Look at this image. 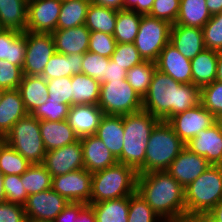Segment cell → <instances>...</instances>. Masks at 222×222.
Listing matches in <instances>:
<instances>
[{
  "instance_id": "obj_1",
  "label": "cell",
  "mask_w": 222,
  "mask_h": 222,
  "mask_svg": "<svg viewBox=\"0 0 222 222\" xmlns=\"http://www.w3.org/2000/svg\"><path fill=\"white\" fill-rule=\"evenodd\" d=\"M200 96L199 87L182 84L156 69L142 105L144 111L167 122L172 116L200 104Z\"/></svg>"
},
{
  "instance_id": "obj_2",
  "label": "cell",
  "mask_w": 222,
  "mask_h": 222,
  "mask_svg": "<svg viewBox=\"0 0 222 222\" xmlns=\"http://www.w3.org/2000/svg\"><path fill=\"white\" fill-rule=\"evenodd\" d=\"M136 192L163 222H186L184 187L167 171L137 175Z\"/></svg>"
},
{
  "instance_id": "obj_3",
  "label": "cell",
  "mask_w": 222,
  "mask_h": 222,
  "mask_svg": "<svg viewBox=\"0 0 222 222\" xmlns=\"http://www.w3.org/2000/svg\"><path fill=\"white\" fill-rule=\"evenodd\" d=\"M160 121L159 118L144 110L123 115L124 145L117 161L138 172L145 164L151 132Z\"/></svg>"
},
{
  "instance_id": "obj_4",
  "label": "cell",
  "mask_w": 222,
  "mask_h": 222,
  "mask_svg": "<svg viewBox=\"0 0 222 222\" xmlns=\"http://www.w3.org/2000/svg\"><path fill=\"white\" fill-rule=\"evenodd\" d=\"M186 222L210 212L222 199V165H211L184 188Z\"/></svg>"
},
{
  "instance_id": "obj_5",
  "label": "cell",
  "mask_w": 222,
  "mask_h": 222,
  "mask_svg": "<svg viewBox=\"0 0 222 222\" xmlns=\"http://www.w3.org/2000/svg\"><path fill=\"white\" fill-rule=\"evenodd\" d=\"M137 175L132 167L119 162L92 173L90 203L131 196L136 192Z\"/></svg>"
},
{
  "instance_id": "obj_6",
  "label": "cell",
  "mask_w": 222,
  "mask_h": 222,
  "mask_svg": "<svg viewBox=\"0 0 222 222\" xmlns=\"http://www.w3.org/2000/svg\"><path fill=\"white\" fill-rule=\"evenodd\" d=\"M185 147V143L172 127L166 121H160L151 132L145 154V164L137 174L166 171Z\"/></svg>"
},
{
  "instance_id": "obj_7",
  "label": "cell",
  "mask_w": 222,
  "mask_h": 222,
  "mask_svg": "<svg viewBox=\"0 0 222 222\" xmlns=\"http://www.w3.org/2000/svg\"><path fill=\"white\" fill-rule=\"evenodd\" d=\"M3 141L30 164H43L47 151L40 134V121L32 114L19 119Z\"/></svg>"
},
{
  "instance_id": "obj_8",
  "label": "cell",
  "mask_w": 222,
  "mask_h": 222,
  "mask_svg": "<svg viewBox=\"0 0 222 222\" xmlns=\"http://www.w3.org/2000/svg\"><path fill=\"white\" fill-rule=\"evenodd\" d=\"M98 106L105 115H127L143 110L142 98L127 80L101 83Z\"/></svg>"
},
{
  "instance_id": "obj_9",
  "label": "cell",
  "mask_w": 222,
  "mask_h": 222,
  "mask_svg": "<svg viewBox=\"0 0 222 222\" xmlns=\"http://www.w3.org/2000/svg\"><path fill=\"white\" fill-rule=\"evenodd\" d=\"M172 24L149 15H142L134 45L144 61L156 62L170 42Z\"/></svg>"
},
{
  "instance_id": "obj_10",
  "label": "cell",
  "mask_w": 222,
  "mask_h": 222,
  "mask_svg": "<svg viewBox=\"0 0 222 222\" xmlns=\"http://www.w3.org/2000/svg\"><path fill=\"white\" fill-rule=\"evenodd\" d=\"M52 34L26 31V55L22 67L24 75L41 76L55 53Z\"/></svg>"
},
{
  "instance_id": "obj_11",
  "label": "cell",
  "mask_w": 222,
  "mask_h": 222,
  "mask_svg": "<svg viewBox=\"0 0 222 222\" xmlns=\"http://www.w3.org/2000/svg\"><path fill=\"white\" fill-rule=\"evenodd\" d=\"M92 173L78 169L52 177V189L69 202L90 204Z\"/></svg>"
},
{
  "instance_id": "obj_12",
  "label": "cell",
  "mask_w": 222,
  "mask_h": 222,
  "mask_svg": "<svg viewBox=\"0 0 222 222\" xmlns=\"http://www.w3.org/2000/svg\"><path fill=\"white\" fill-rule=\"evenodd\" d=\"M167 123L186 144L201 130L211 127L215 123V116L200 103L196 107L172 116Z\"/></svg>"
},
{
  "instance_id": "obj_13",
  "label": "cell",
  "mask_w": 222,
  "mask_h": 222,
  "mask_svg": "<svg viewBox=\"0 0 222 222\" xmlns=\"http://www.w3.org/2000/svg\"><path fill=\"white\" fill-rule=\"evenodd\" d=\"M61 6L62 0H28L27 31L52 34Z\"/></svg>"
},
{
  "instance_id": "obj_14",
  "label": "cell",
  "mask_w": 222,
  "mask_h": 222,
  "mask_svg": "<svg viewBox=\"0 0 222 222\" xmlns=\"http://www.w3.org/2000/svg\"><path fill=\"white\" fill-rule=\"evenodd\" d=\"M70 202L52 188L28 196L24 205L26 217L54 221Z\"/></svg>"
},
{
  "instance_id": "obj_15",
  "label": "cell",
  "mask_w": 222,
  "mask_h": 222,
  "mask_svg": "<svg viewBox=\"0 0 222 222\" xmlns=\"http://www.w3.org/2000/svg\"><path fill=\"white\" fill-rule=\"evenodd\" d=\"M43 165L52 177L83 169V150L80 139L61 148L46 152Z\"/></svg>"
},
{
  "instance_id": "obj_16",
  "label": "cell",
  "mask_w": 222,
  "mask_h": 222,
  "mask_svg": "<svg viewBox=\"0 0 222 222\" xmlns=\"http://www.w3.org/2000/svg\"><path fill=\"white\" fill-rule=\"evenodd\" d=\"M210 166L204 157L185 147L166 171L185 188Z\"/></svg>"
},
{
  "instance_id": "obj_17",
  "label": "cell",
  "mask_w": 222,
  "mask_h": 222,
  "mask_svg": "<svg viewBox=\"0 0 222 222\" xmlns=\"http://www.w3.org/2000/svg\"><path fill=\"white\" fill-rule=\"evenodd\" d=\"M185 145L191 152L204 157L211 165H222V131L215 123L201 130Z\"/></svg>"
},
{
  "instance_id": "obj_18",
  "label": "cell",
  "mask_w": 222,
  "mask_h": 222,
  "mask_svg": "<svg viewBox=\"0 0 222 222\" xmlns=\"http://www.w3.org/2000/svg\"><path fill=\"white\" fill-rule=\"evenodd\" d=\"M156 68L182 84L192 83L191 60L185 58L170 42L160 52Z\"/></svg>"
},
{
  "instance_id": "obj_19",
  "label": "cell",
  "mask_w": 222,
  "mask_h": 222,
  "mask_svg": "<svg viewBox=\"0 0 222 222\" xmlns=\"http://www.w3.org/2000/svg\"><path fill=\"white\" fill-rule=\"evenodd\" d=\"M104 115L98 105H72L69 108L66 121L80 139L95 135Z\"/></svg>"
},
{
  "instance_id": "obj_20",
  "label": "cell",
  "mask_w": 222,
  "mask_h": 222,
  "mask_svg": "<svg viewBox=\"0 0 222 222\" xmlns=\"http://www.w3.org/2000/svg\"><path fill=\"white\" fill-rule=\"evenodd\" d=\"M170 43L187 59L192 60L206 49L202 28L173 24Z\"/></svg>"
},
{
  "instance_id": "obj_21",
  "label": "cell",
  "mask_w": 222,
  "mask_h": 222,
  "mask_svg": "<svg viewBox=\"0 0 222 222\" xmlns=\"http://www.w3.org/2000/svg\"><path fill=\"white\" fill-rule=\"evenodd\" d=\"M80 141L83 150L84 169L90 173L101 171L118 162L103 141L95 135L82 137Z\"/></svg>"
},
{
  "instance_id": "obj_22",
  "label": "cell",
  "mask_w": 222,
  "mask_h": 222,
  "mask_svg": "<svg viewBox=\"0 0 222 222\" xmlns=\"http://www.w3.org/2000/svg\"><path fill=\"white\" fill-rule=\"evenodd\" d=\"M91 31L84 25L52 33L55 51L64 55L84 54L88 51Z\"/></svg>"
},
{
  "instance_id": "obj_23",
  "label": "cell",
  "mask_w": 222,
  "mask_h": 222,
  "mask_svg": "<svg viewBox=\"0 0 222 222\" xmlns=\"http://www.w3.org/2000/svg\"><path fill=\"white\" fill-rule=\"evenodd\" d=\"M28 115L18 89L4 90L0 102V140L11 131L13 125Z\"/></svg>"
},
{
  "instance_id": "obj_24",
  "label": "cell",
  "mask_w": 222,
  "mask_h": 222,
  "mask_svg": "<svg viewBox=\"0 0 222 222\" xmlns=\"http://www.w3.org/2000/svg\"><path fill=\"white\" fill-rule=\"evenodd\" d=\"M40 134L47 152L79 140L66 119L55 122L40 120Z\"/></svg>"
},
{
  "instance_id": "obj_25",
  "label": "cell",
  "mask_w": 222,
  "mask_h": 222,
  "mask_svg": "<svg viewBox=\"0 0 222 222\" xmlns=\"http://www.w3.org/2000/svg\"><path fill=\"white\" fill-rule=\"evenodd\" d=\"M95 136L103 141L117 159L124 145L123 115H104Z\"/></svg>"
},
{
  "instance_id": "obj_26",
  "label": "cell",
  "mask_w": 222,
  "mask_h": 222,
  "mask_svg": "<svg viewBox=\"0 0 222 222\" xmlns=\"http://www.w3.org/2000/svg\"><path fill=\"white\" fill-rule=\"evenodd\" d=\"M26 55V31L12 29L0 31V60L23 67Z\"/></svg>"
},
{
  "instance_id": "obj_27",
  "label": "cell",
  "mask_w": 222,
  "mask_h": 222,
  "mask_svg": "<svg viewBox=\"0 0 222 222\" xmlns=\"http://www.w3.org/2000/svg\"><path fill=\"white\" fill-rule=\"evenodd\" d=\"M18 90L28 114H32L49 98L47 80L42 76L24 75Z\"/></svg>"
},
{
  "instance_id": "obj_28",
  "label": "cell",
  "mask_w": 222,
  "mask_h": 222,
  "mask_svg": "<svg viewBox=\"0 0 222 222\" xmlns=\"http://www.w3.org/2000/svg\"><path fill=\"white\" fill-rule=\"evenodd\" d=\"M83 56L84 54L64 55L55 52L46 64L41 76L45 80H50L82 74Z\"/></svg>"
},
{
  "instance_id": "obj_29",
  "label": "cell",
  "mask_w": 222,
  "mask_h": 222,
  "mask_svg": "<svg viewBox=\"0 0 222 222\" xmlns=\"http://www.w3.org/2000/svg\"><path fill=\"white\" fill-rule=\"evenodd\" d=\"M218 55V51L205 49L191 60L192 84L201 89L215 81Z\"/></svg>"
},
{
  "instance_id": "obj_30",
  "label": "cell",
  "mask_w": 222,
  "mask_h": 222,
  "mask_svg": "<svg viewBox=\"0 0 222 222\" xmlns=\"http://www.w3.org/2000/svg\"><path fill=\"white\" fill-rule=\"evenodd\" d=\"M28 0H0V27L27 31Z\"/></svg>"
},
{
  "instance_id": "obj_31",
  "label": "cell",
  "mask_w": 222,
  "mask_h": 222,
  "mask_svg": "<svg viewBox=\"0 0 222 222\" xmlns=\"http://www.w3.org/2000/svg\"><path fill=\"white\" fill-rule=\"evenodd\" d=\"M211 16L207 9L206 0H180L175 24L203 28Z\"/></svg>"
},
{
  "instance_id": "obj_32",
  "label": "cell",
  "mask_w": 222,
  "mask_h": 222,
  "mask_svg": "<svg viewBox=\"0 0 222 222\" xmlns=\"http://www.w3.org/2000/svg\"><path fill=\"white\" fill-rule=\"evenodd\" d=\"M72 105H98L101 82L85 75L77 74L71 77Z\"/></svg>"
},
{
  "instance_id": "obj_33",
  "label": "cell",
  "mask_w": 222,
  "mask_h": 222,
  "mask_svg": "<svg viewBox=\"0 0 222 222\" xmlns=\"http://www.w3.org/2000/svg\"><path fill=\"white\" fill-rule=\"evenodd\" d=\"M96 222H128L129 196L89 204Z\"/></svg>"
},
{
  "instance_id": "obj_34",
  "label": "cell",
  "mask_w": 222,
  "mask_h": 222,
  "mask_svg": "<svg viewBox=\"0 0 222 222\" xmlns=\"http://www.w3.org/2000/svg\"><path fill=\"white\" fill-rule=\"evenodd\" d=\"M117 10L90 3L87 9L85 26L91 31L113 35L117 20Z\"/></svg>"
},
{
  "instance_id": "obj_35",
  "label": "cell",
  "mask_w": 222,
  "mask_h": 222,
  "mask_svg": "<svg viewBox=\"0 0 222 222\" xmlns=\"http://www.w3.org/2000/svg\"><path fill=\"white\" fill-rule=\"evenodd\" d=\"M90 3V0H62L57 30L84 25Z\"/></svg>"
},
{
  "instance_id": "obj_36",
  "label": "cell",
  "mask_w": 222,
  "mask_h": 222,
  "mask_svg": "<svg viewBox=\"0 0 222 222\" xmlns=\"http://www.w3.org/2000/svg\"><path fill=\"white\" fill-rule=\"evenodd\" d=\"M142 14L132 10H118L113 37L117 43H134Z\"/></svg>"
},
{
  "instance_id": "obj_37",
  "label": "cell",
  "mask_w": 222,
  "mask_h": 222,
  "mask_svg": "<svg viewBox=\"0 0 222 222\" xmlns=\"http://www.w3.org/2000/svg\"><path fill=\"white\" fill-rule=\"evenodd\" d=\"M21 179L28 195L52 188V175L43 164H31L21 175Z\"/></svg>"
},
{
  "instance_id": "obj_38",
  "label": "cell",
  "mask_w": 222,
  "mask_h": 222,
  "mask_svg": "<svg viewBox=\"0 0 222 222\" xmlns=\"http://www.w3.org/2000/svg\"><path fill=\"white\" fill-rule=\"evenodd\" d=\"M156 69V62L144 61L127 70L126 80L141 98L147 93Z\"/></svg>"
},
{
  "instance_id": "obj_39",
  "label": "cell",
  "mask_w": 222,
  "mask_h": 222,
  "mask_svg": "<svg viewBox=\"0 0 222 222\" xmlns=\"http://www.w3.org/2000/svg\"><path fill=\"white\" fill-rule=\"evenodd\" d=\"M31 164L5 141L0 140V171L4 175H22Z\"/></svg>"
},
{
  "instance_id": "obj_40",
  "label": "cell",
  "mask_w": 222,
  "mask_h": 222,
  "mask_svg": "<svg viewBox=\"0 0 222 222\" xmlns=\"http://www.w3.org/2000/svg\"><path fill=\"white\" fill-rule=\"evenodd\" d=\"M159 219L139 193L135 192L129 196L128 222H159Z\"/></svg>"
},
{
  "instance_id": "obj_41",
  "label": "cell",
  "mask_w": 222,
  "mask_h": 222,
  "mask_svg": "<svg viewBox=\"0 0 222 222\" xmlns=\"http://www.w3.org/2000/svg\"><path fill=\"white\" fill-rule=\"evenodd\" d=\"M202 30L206 49L222 52V13L212 15Z\"/></svg>"
},
{
  "instance_id": "obj_42",
  "label": "cell",
  "mask_w": 222,
  "mask_h": 222,
  "mask_svg": "<svg viewBox=\"0 0 222 222\" xmlns=\"http://www.w3.org/2000/svg\"><path fill=\"white\" fill-rule=\"evenodd\" d=\"M110 59L126 70L144 62L134 43H117Z\"/></svg>"
},
{
  "instance_id": "obj_43",
  "label": "cell",
  "mask_w": 222,
  "mask_h": 222,
  "mask_svg": "<svg viewBox=\"0 0 222 222\" xmlns=\"http://www.w3.org/2000/svg\"><path fill=\"white\" fill-rule=\"evenodd\" d=\"M200 103L214 116L222 112V82L215 80L213 83L200 89Z\"/></svg>"
},
{
  "instance_id": "obj_44",
  "label": "cell",
  "mask_w": 222,
  "mask_h": 222,
  "mask_svg": "<svg viewBox=\"0 0 222 222\" xmlns=\"http://www.w3.org/2000/svg\"><path fill=\"white\" fill-rule=\"evenodd\" d=\"M72 83L71 77H61L47 80L48 100H55L58 103H66L72 106Z\"/></svg>"
},
{
  "instance_id": "obj_45",
  "label": "cell",
  "mask_w": 222,
  "mask_h": 222,
  "mask_svg": "<svg viewBox=\"0 0 222 222\" xmlns=\"http://www.w3.org/2000/svg\"><path fill=\"white\" fill-rule=\"evenodd\" d=\"M110 58L86 51L83 56L82 74L88 75L101 83L105 82V70Z\"/></svg>"
},
{
  "instance_id": "obj_46",
  "label": "cell",
  "mask_w": 222,
  "mask_h": 222,
  "mask_svg": "<svg viewBox=\"0 0 222 222\" xmlns=\"http://www.w3.org/2000/svg\"><path fill=\"white\" fill-rule=\"evenodd\" d=\"M70 106L66 103H58L55 100H47L40 105L32 115L40 120L62 121L67 118Z\"/></svg>"
},
{
  "instance_id": "obj_47",
  "label": "cell",
  "mask_w": 222,
  "mask_h": 222,
  "mask_svg": "<svg viewBox=\"0 0 222 222\" xmlns=\"http://www.w3.org/2000/svg\"><path fill=\"white\" fill-rule=\"evenodd\" d=\"M3 185L8 202L23 206L26 204L29 195L23 187L20 175H4Z\"/></svg>"
},
{
  "instance_id": "obj_48",
  "label": "cell",
  "mask_w": 222,
  "mask_h": 222,
  "mask_svg": "<svg viewBox=\"0 0 222 222\" xmlns=\"http://www.w3.org/2000/svg\"><path fill=\"white\" fill-rule=\"evenodd\" d=\"M116 44L117 42L113 35L94 31L90 33L88 51L106 58H110L115 51Z\"/></svg>"
},
{
  "instance_id": "obj_49",
  "label": "cell",
  "mask_w": 222,
  "mask_h": 222,
  "mask_svg": "<svg viewBox=\"0 0 222 222\" xmlns=\"http://www.w3.org/2000/svg\"><path fill=\"white\" fill-rule=\"evenodd\" d=\"M21 67L10 63L7 60H0V88L4 90L18 89L22 78Z\"/></svg>"
},
{
  "instance_id": "obj_50",
  "label": "cell",
  "mask_w": 222,
  "mask_h": 222,
  "mask_svg": "<svg viewBox=\"0 0 222 222\" xmlns=\"http://www.w3.org/2000/svg\"><path fill=\"white\" fill-rule=\"evenodd\" d=\"M179 6L180 0H155L148 15L173 25L177 20Z\"/></svg>"
},
{
  "instance_id": "obj_51",
  "label": "cell",
  "mask_w": 222,
  "mask_h": 222,
  "mask_svg": "<svg viewBox=\"0 0 222 222\" xmlns=\"http://www.w3.org/2000/svg\"><path fill=\"white\" fill-rule=\"evenodd\" d=\"M24 206L8 201L0 203V222H25Z\"/></svg>"
},
{
  "instance_id": "obj_52",
  "label": "cell",
  "mask_w": 222,
  "mask_h": 222,
  "mask_svg": "<svg viewBox=\"0 0 222 222\" xmlns=\"http://www.w3.org/2000/svg\"><path fill=\"white\" fill-rule=\"evenodd\" d=\"M85 203L70 202L68 206L56 217L53 222H77L80 211L86 206Z\"/></svg>"
},
{
  "instance_id": "obj_53",
  "label": "cell",
  "mask_w": 222,
  "mask_h": 222,
  "mask_svg": "<svg viewBox=\"0 0 222 222\" xmlns=\"http://www.w3.org/2000/svg\"><path fill=\"white\" fill-rule=\"evenodd\" d=\"M127 70L110 59L105 70V82L126 80Z\"/></svg>"
},
{
  "instance_id": "obj_54",
  "label": "cell",
  "mask_w": 222,
  "mask_h": 222,
  "mask_svg": "<svg viewBox=\"0 0 222 222\" xmlns=\"http://www.w3.org/2000/svg\"><path fill=\"white\" fill-rule=\"evenodd\" d=\"M155 0H124V10H132L142 15H148Z\"/></svg>"
},
{
  "instance_id": "obj_55",
  "label": "cell",
  "mask_w": 222,
  "mask_h": 222,
  "mask_svg": "<svg viewBox=\"0 0 222 222\" xmlns=\"http://www.w3.org/2000/svg\"><path fill=\"white\" fill-rule=\"evenodd\" d=\"M91 3L114 10L124 9V0H90Z\"/></svg>"
},
{
  "instance_id": "obj_56",
  "label": "cell",
  "mask_w": 222,
  "mask_h": 222,
  "mask_svg": "<svg viewBox=\"0 0 222 222\" xmlns=\"http://www.w3.org/2000/svg\"><path fill=\"white\" fill-rule=\"evenodd\" d=\"M77 222H96L95 213L89 204L80 211Z\"/></svg>"
},
{
  "instance_id": "obj_57",
  "label": "cell",
  "mask_w": 222,
  "mask_h": 222,
  "mask_svg": "<svg viewBox=\"0 0 222 222\" xmlns=\"http://www.w3.org/2000/svg\"><path fill=\"white\" fill-rule=\"evenodd\" d=\"M206 5L211 15L222 13V0H206Z\"/></svg>"
},
{
  "instance_id": "obj_58",
  "label": "cell",
  "mask_w": 222,
  "mask_h": 222,
  "mask_svg": "<svg viewBox=\"0 0 222 222\" xmlns=\"http://www.w3.org/2000/svg\"><path fill=\"white\" fill-rule=\"evenodd\" d=\"M216 220L222 221V199L209 212Z\"/></svg>"
},
{
  "instance_id": "obj_59",
  "label": "cell",
  "mask_w": 222,
  "mask_h": 222,
  "mask_svg": "<svg viewBox=\"0 0 222 222\" xmlns=\"http://www.w3.org/2000/svg\"><path fill=\"white\" fill-rule=\"evenodd\" d=\"M215 80L222 82V52H219L218 55L217 74Z\"/></svg>"
},
{
  "instance_id": "obj_60",
  "label": "cell",
  "mask_w": 222,
  "mask_h": 222,
  "mask_svg": "<svg viewBox=\"0 0 222 222\" xmlns=\"http://www.w3.org/2000/svg\"><path fill=\"white\" fill-rule=\"evenodd\" d=\"M194 222H222L216 220L209 212L200 216L196 221Z\"/></svg>"
},
{
  "instance_id": "obj_61",
  "label": "cell",
  "mask_w": 222,
  "mask_h": 222,
  "mask_svg": "<svg viewBox=\"0 0 222 222\" xmlns=\"http://www.w3.org/2000/svg\"><path fill=\"white\" fill-rule=\"evenodd\" d=\"M3 180H4V174L0 171V203L7 201L4 192Z\"/></svg>"
},
{
  "instance_id": "obj_62",
  "label": "cell",
  "mask_w": 222,
  "mask_h": 222,
  "mask_svg": "<svg viewBox=\"0 0 222 222\" xmlns=\"http://www.w3.org/2000/svg\"><path fill=\"white\" fill-rule=\"evenodd\" d=\"M215 124L220 128V130L222 131V112H220L219 114H217L215 116Z\"/></svg>"
},
{
  "instance_id": "obj_63",
  "label": "cell",
  "mask_w": 222,
  "mask_h": 222,
  "mask_svg": "<svg viewBox=\"0 0 222 222\" xmlns=\"http://www.w3.org/2000/svg\"><path fill=\"white\" fill-rule=\"evenodd\" d=\"M25 222H53V221L38 220V219H33V218L26 217Z\"/></svg>"
},
{
  "instance_id": "obj_64",
  "label": "cell",
  "mask_w": 222,
  "mask_h": 222,
  "mask_svg": "<svg viewBox=\"0 0 222 222\" xmlns=\"http://www.w3.org/2000/svg\"><path fill=\"white\" fill-rule=\"evenodd\" d=\"M3 92H4V89L0 88V102H1V99H2V96H3Z\"/></svg>"
}]
</instances>
